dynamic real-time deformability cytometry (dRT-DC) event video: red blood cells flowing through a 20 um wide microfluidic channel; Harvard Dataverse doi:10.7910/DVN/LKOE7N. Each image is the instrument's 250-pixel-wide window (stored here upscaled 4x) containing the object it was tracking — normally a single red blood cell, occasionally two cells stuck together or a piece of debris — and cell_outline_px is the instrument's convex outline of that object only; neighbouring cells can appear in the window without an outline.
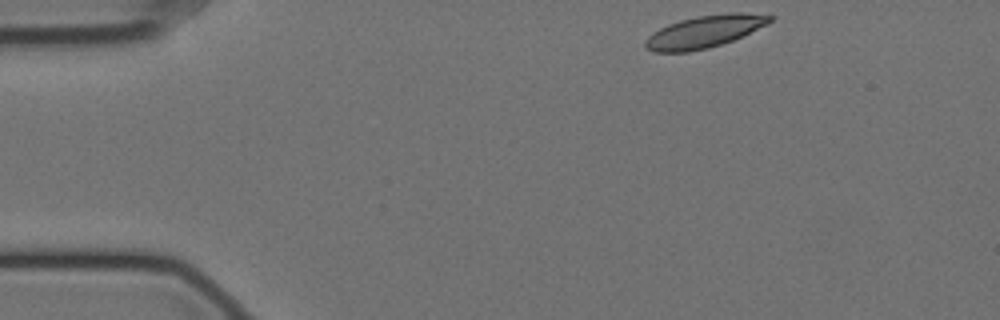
{"species": "Egyptian fruit bat (a non-hibernating species)", "species_latin": "Rousettus aegyptiacus", "temperature_condition": "cold", "stored_images_in_passage": 50, "camera_frame_rate_fps": 3000, "um_per_image_px": 0.085, "animal": {"sex": "female"}, "frame": {"image": 1, "passage_image": 1, "time_ms": 0.0, "image_size_px": [1000, 320], "cell_outline_px": [[776, 16], [768, 24], [732, 40], [708, 48], [688, 52], [652, 52], [644, 44], [644, 40], [652, 32], [668, 24], [680, 20], [696, 16], [728, 12], [740, 12]], "centroid_in_image_um": [59.86, 2.68], "position_along_channel_um": 25.1, "area_um2": 23.41}}
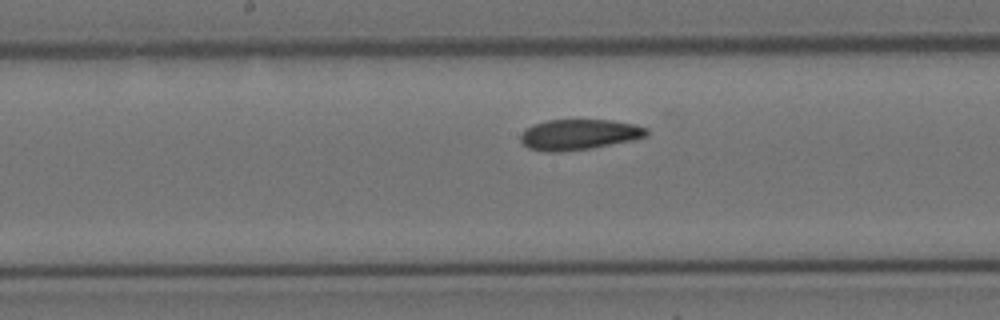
{"frame": {"image": 2, "passage_image": 22, "time_ms": 7.0, "image_size_px": [1000, 320], "cell_outline_px": [[648, 136], [632, 140], [592, 148], [560, 152], [544, 152], [528, 148], [520, 140], [520, 136], [532, 124], [548, 120], [612, 120], [636, 124], [648, 128]], "centroid_in_image_um": [49.24, 11.44], "position_along_channel_um": 199.0, "area_um2": 22.54}}
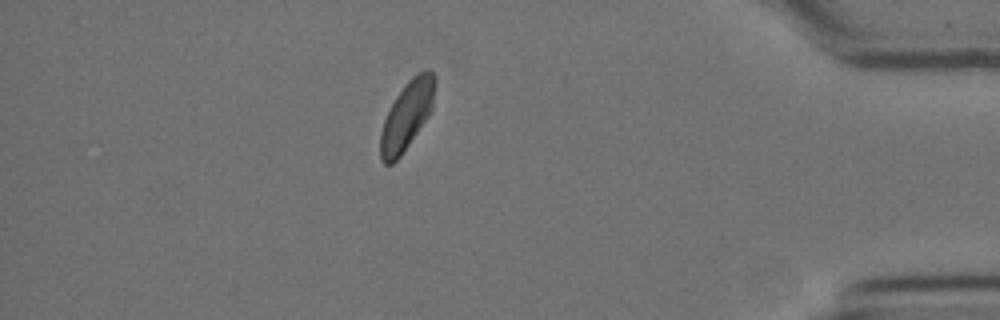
{"frame": {"image": 3, "passage_image": 43, "time_ms": 14.0, "image_size_px": [1000, 320], "cell_outline_px": [[436, 80], [432, 108], [428, 116], [400, 156], [392, 164], [384, 164], [380, 160], [380, 132], [384, 120], [396, 96], [408, 80], [412, 76], [428, 68], [432, 72]], "centroid_in_image_um": [34.57, 9.81], "position_along_channel_um": 400.6, "area_um2": 21.44}, "authors_computed_cell_mechanics": {"area_um2": 22.7732, "velocity_mm_per_s": 3.4634, "shape_relaxation_time_tau1_ms": 6.22, "shape_relaxation_time_tau2_ms": 3.8838, "deformation_change_tau1": 0.1234, "deformation_change_tau2": 0.0473}}